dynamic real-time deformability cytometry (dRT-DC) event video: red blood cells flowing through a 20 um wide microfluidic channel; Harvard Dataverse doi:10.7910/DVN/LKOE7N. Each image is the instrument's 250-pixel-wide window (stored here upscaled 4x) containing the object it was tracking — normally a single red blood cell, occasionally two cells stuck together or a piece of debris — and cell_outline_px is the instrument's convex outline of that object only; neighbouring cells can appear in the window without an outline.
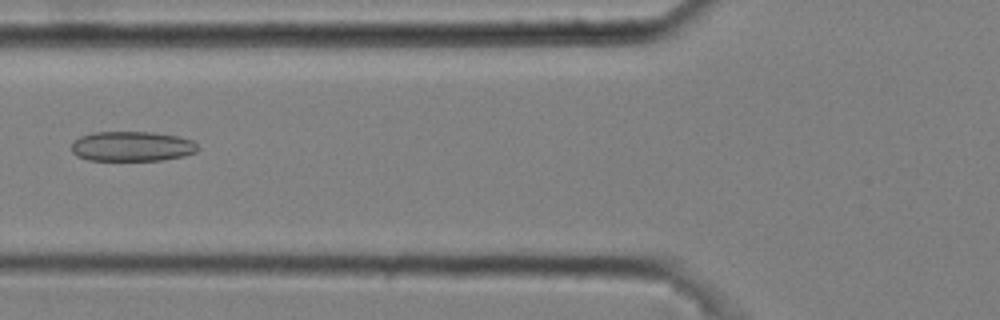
{"species": "common noctule bat (a hibernating species)", "species_latin": "Nyctalus noctula", "temperature_condition": "cold", "stored_images_in_passage": 6, "camera_frame_rate_fps": 3000, "um_per_image_px": 0.085, "animal": {"sex": "male", "body_mass_g": 20.4}, "frame": {"image": 1, "passage_image": 6, "time_ms": 1.667, "image_size_px": [1000, 320], "cell_outline_px": [[196, 152], [184, 156], [160, 160], [88, 160], [76, 156], [72, 152], [72, 140], [80, 136], [92, 132], [152, 132], [176, 136], [192, 140], [196, 144]], "centroid_in_image_um": [11.16, 12.43], "position_along_channel_um": 114.6, "area_um2": 22.02}}